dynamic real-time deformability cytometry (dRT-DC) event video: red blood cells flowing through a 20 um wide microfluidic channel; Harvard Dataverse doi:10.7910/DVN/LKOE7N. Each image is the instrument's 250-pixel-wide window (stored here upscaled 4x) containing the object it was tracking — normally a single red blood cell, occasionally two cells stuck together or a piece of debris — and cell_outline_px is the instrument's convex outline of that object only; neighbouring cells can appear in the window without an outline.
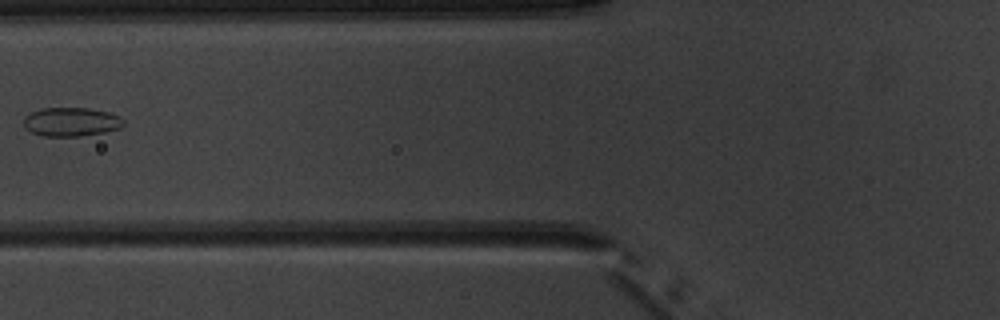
{"species": "common noctule bat (a hibernating species)", "species_latin": "Nyctalus noctula", "temperature_condition": "warm", "stored_images_in_passage": 4, "camera_frame_rate_fps": 3000, "um_per_image_px": 0.085, "animal": {"sex": "male", "body_mass_g": 20.1, "forearm_length_mm": 53.5}, "frame": {"image": 1, "passage_image": 3, "time_ms": 2.333, "image_size_px": [1000, 320], "cell_outline_px": [[124, 124], [120, 128], [104, 132], [80, 136], [44, 136], [32, 132], [24, 128], [24, 116], [40, 108], [88, 108], [108, 112], [120, 116], [124, 120]], "centroid_in_image_um": [6.05, 10.35], "position_along_channel_um": 119.8, "area_um2": 16.82}}
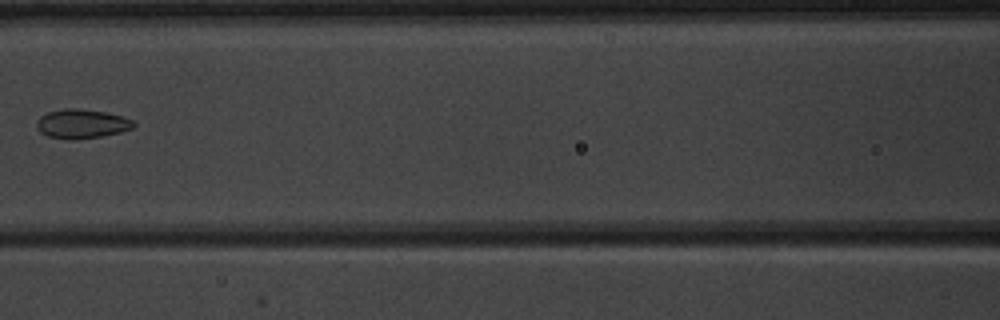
{"frame": {"image": 2, "passage_image": 4, "time_ms": 3.333, "image_size_px": [1000, 320], "cell_outline_px": [[136, 124], [132, 128], [120, 132], [100, 136], [72, 140], [68, 140], [48, 136], [40, 132], [36, 128], [36, 120], [40, 116], [48, 112], [64, 108], [80, 108], [104, 112], [120, 116], [132, 120]], "centroid_in_image_um": [6.89, 10.52], "position_along_channel_um": 159.7, "area_um2": 16.47}}